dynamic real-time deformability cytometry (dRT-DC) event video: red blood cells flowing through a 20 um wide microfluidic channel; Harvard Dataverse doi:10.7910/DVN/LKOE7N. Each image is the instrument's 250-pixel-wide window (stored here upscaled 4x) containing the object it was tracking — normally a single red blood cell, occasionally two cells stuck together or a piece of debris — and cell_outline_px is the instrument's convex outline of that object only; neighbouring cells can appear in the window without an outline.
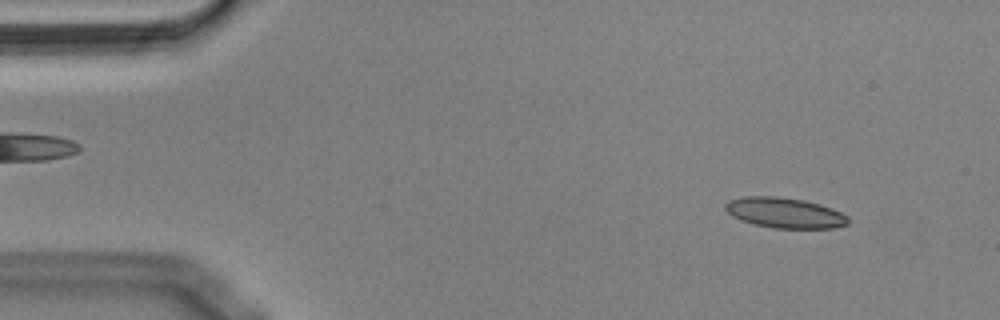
{"species": "Egyptian fruit bat (a non-hibernating species)", "species_latin": "Rousettus aegyptiacus", "temperature_condition": "cold", "stored_images_in_passage": 54, "camera_frame_rate_fps": 3000, "um_per_image_px": 0.085, "animal": {"sex": "male"}, "frame": {"image": 1, "passage_image": 5, "time_ms": 1.333, "image_size_px": [1000, 320], "cell_outline_px": [[848, 224], [832, 228], [772, 228], [740, 220], [732, 216], [724, 208], [724, 204], [728, 200], [744, 196], [776, 196], [804, 200], [820, 204], [832, 208], [848, 216]], "centroid_in_image_um": [66.68, 18.08], "position_along_channel_um": 18.3, "area_um2": 21.79}}
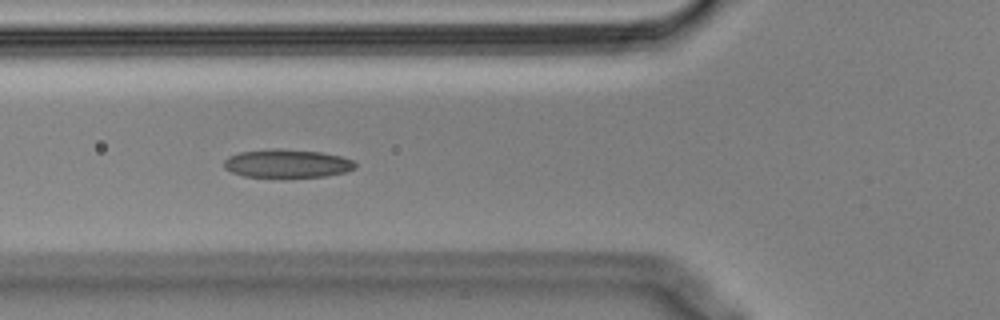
{"frame": {"image": 2, "passage_image": 19, "time_ms": 6.0, "image_size_px": [1000, 320], "cell_outline_px": [[356, 168], [344, 172], [324, 176], [244, 176], [232, 172], [224, 168], [224, 160], [228, 156], [240, 152], [272, 148], [280, 148], [320, 152], [340, 156], [352, 160], [356, 164]], "centroid_in_image_um": [24.38, 13.87], "position_along_channel_um": 101.4, "area_um2": 21.39}}
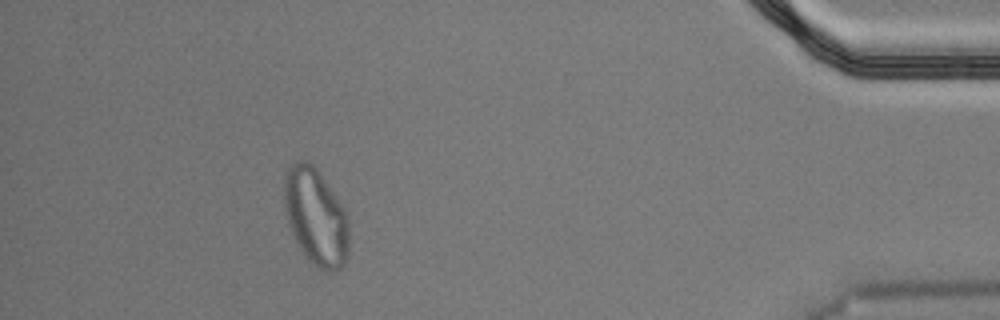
{"frame": {"image": 3, "passage_image": 49, "time_ms": 16.0, "image_size_px": [1000, 320], "cell_outline_px": [[348, 256], [344, 264], [340, 268], [332, 272], [328, 272], [312, 264], [308, 260], [292, 236], [288, 224], [284, 208], [284, 176], [288, 168], [296, 160], [304, 160], [312, 164], [320, 172], [344, 208], [348, 216]], "centroid_in_image_um": [26.83, 18.43], "position_along_channel_um": 408.4, "area_um2": 36.93}, "authors_computed_cell_mechanics": {"area_um2": 22.2241, "velocity_mm_per_s": 3.617, "shape_relaxation_time_tau1_ms": null, "shape_relaxation_time_tau2_ms": 3.3315, "deformation_change_tau1": null, "deformation_change_tau2": 0.0778}}